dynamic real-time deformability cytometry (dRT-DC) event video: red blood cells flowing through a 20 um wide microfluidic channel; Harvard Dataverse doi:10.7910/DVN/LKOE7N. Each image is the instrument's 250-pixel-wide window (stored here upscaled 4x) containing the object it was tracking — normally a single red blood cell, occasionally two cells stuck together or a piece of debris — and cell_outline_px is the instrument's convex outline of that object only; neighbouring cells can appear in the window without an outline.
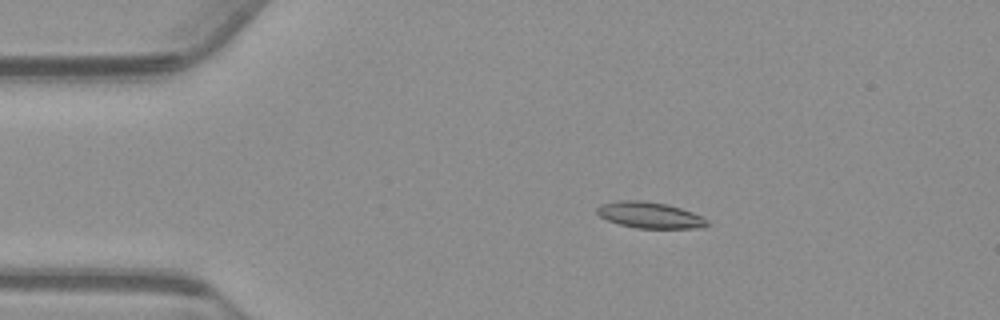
{"species": "common noctule bat (a hibernating species)", "species_latin": "Nyctalus noctula", "temperature_condition": "warm", "stored_images_in_passage": 56, "camera_frame_rate_fps": 3000, "um_per_image_px": 0.085, "animal": {"sex": "male", "body_mass_g": 23.1, "forearm_length_mm": 52.7}, "frame": {"image": 1, "passage_image": 11, "time_ms": 3.333, "image_size_px": [1000, 320], "cell_outline_px": [[708, 224], [704, 228], [636, 228], [620, 224], [608, 220], [600, 216], [596, 212], [596, 208], [600, 204], [616, 200], [644, 200], [668, 204], [692, 212], [708, 220]], "centroid_in_image_um": [55.21, 18.27], "position_along_channel_um": 29.8, "area_um2": 16.88}}
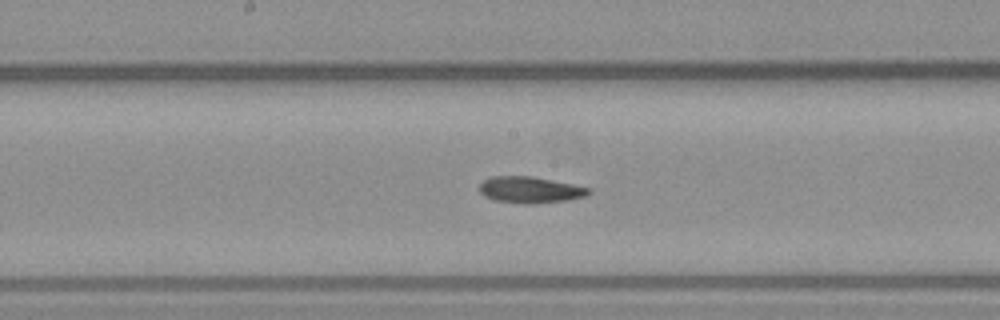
{"frame": {"image": 2, "passage_image": 29, "time_ms": 9.333, "image_size_px": [1000, 320], "cell_outline_px": [[592, 192], [588, 196], [564, 200], [528, 204], [524, 204], [496, 200], [484, 196], [480, 192], [480, 184], [484, 180], [492, 176], [532, 176], [592, 188]], "centroid_in_image_um": [45.09, 16.13], "position_along_channel_um": 203.1, "area_um2": 16.7}}
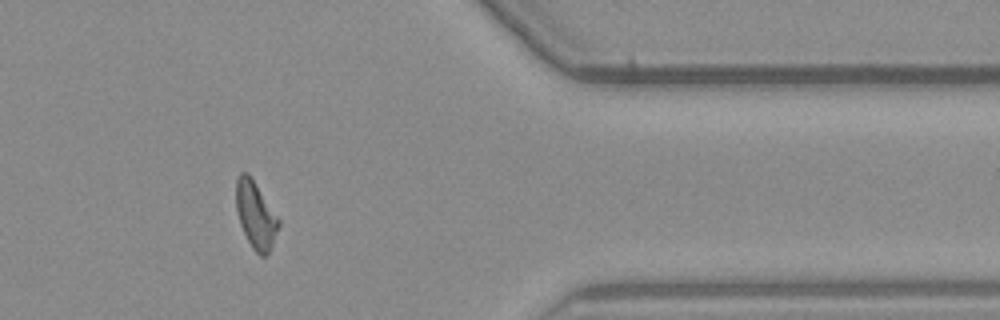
{"frame": {"image": 3, "passage_image": 46, "time_ms": 15.0, "image_size_px": [1000, 320], "cell_outline_px": [[280, 224], [272, 244], [268, 252], [264, 256], [260, 256], [252, 248], [240, 224], [236, 208], [236, 180], [240, 172], [248, 172], [280, 220]], "centroid_in_image_um": [21.72, 18.25], "position_along_channel_um": 389.7, "area_um2": 16.36}, "authors_computed_cell_mechanics": {"area_um2": 16.5886, "velocity_mm_per_s": 3.7219, "shape_relaxation_time_tau1_ms": 6.6162, "shape_relaxation_time_tau2_ms": null, "deformation_change_tau1": 0.222, "deformation_change_tau2": null}}